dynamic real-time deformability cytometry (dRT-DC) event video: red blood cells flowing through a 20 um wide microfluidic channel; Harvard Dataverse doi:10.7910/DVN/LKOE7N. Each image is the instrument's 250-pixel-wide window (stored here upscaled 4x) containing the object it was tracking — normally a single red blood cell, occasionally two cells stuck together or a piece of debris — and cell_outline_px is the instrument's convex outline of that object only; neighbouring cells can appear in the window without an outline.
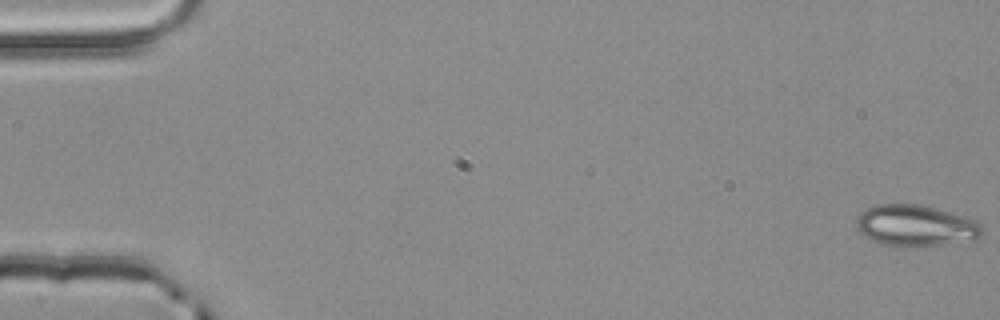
{"species": "common noctule bat (a hibernating species)", "species_latin": "Nyctalus noctula", "temperature_condition": "room temperature", "stored_images_in_passage": 4, "camera_frame_rate_fps": 3000, "um_per_image_px": 0.085, "animal": {"sex": "male", "body_mass_g": 20.4}, "frame": {"image": 1, "passage_image": 1, "time_ms": 0.0, "image_size_px": [1000, 320], "cell_outline_px": [[984, 232], [980, 236], [940, 244], [904, 248], [884, 244], [872, 240], [864, 236], [856, 228], [856, 220], [860, 212], [876, 204], [920, 204], [936, 208], [976, 220], [980, 224]], "centroid_in_image_um": [77.75, 19.17], "position_along_channel_um": 7.2, "area_um2": 30.0}}